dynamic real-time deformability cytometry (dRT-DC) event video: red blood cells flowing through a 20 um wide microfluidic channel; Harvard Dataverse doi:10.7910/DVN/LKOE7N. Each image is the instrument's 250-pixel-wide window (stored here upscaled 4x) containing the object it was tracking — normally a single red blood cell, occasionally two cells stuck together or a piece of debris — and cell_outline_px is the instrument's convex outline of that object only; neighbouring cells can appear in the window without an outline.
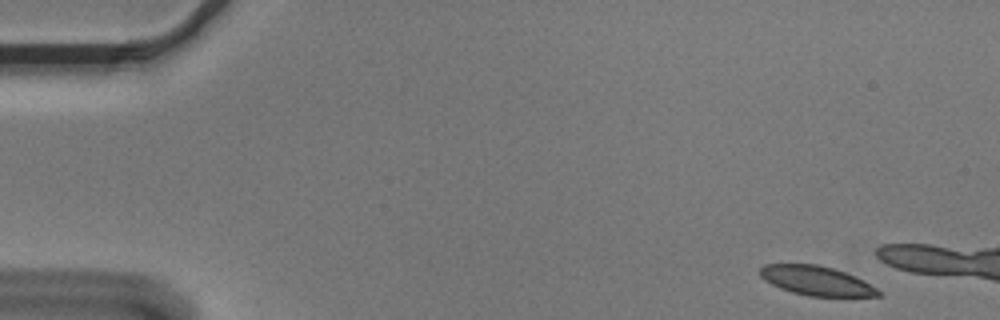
{"species": "Egyptian fruit bat (a non-hibernating species)", "species_latin": "Rousettus aegyptiacus", "temperature_condition": "cold", "stored_images_in_passage": 9, "camera_frame_rate_fps": 3000, "um_per_image_px": 0.085, "animal": {"sex": "male"}, "frame": {"image": 1, "passage_image": 1, "time_ms": 0.0, "image_size_px": [1000, 320], "cell_outline_px": [[884, 296], [808, 296], [792, 292], [780, 288], [764, 280], [760, 276], [760, 268], [764, 264], [816, 264], [832, 268], [844, 272], [884, 292]], "centroid_in_image_um": [69.37, 23.86], "position_along_channel_um": 15.6, "area_um2": 20.0}}